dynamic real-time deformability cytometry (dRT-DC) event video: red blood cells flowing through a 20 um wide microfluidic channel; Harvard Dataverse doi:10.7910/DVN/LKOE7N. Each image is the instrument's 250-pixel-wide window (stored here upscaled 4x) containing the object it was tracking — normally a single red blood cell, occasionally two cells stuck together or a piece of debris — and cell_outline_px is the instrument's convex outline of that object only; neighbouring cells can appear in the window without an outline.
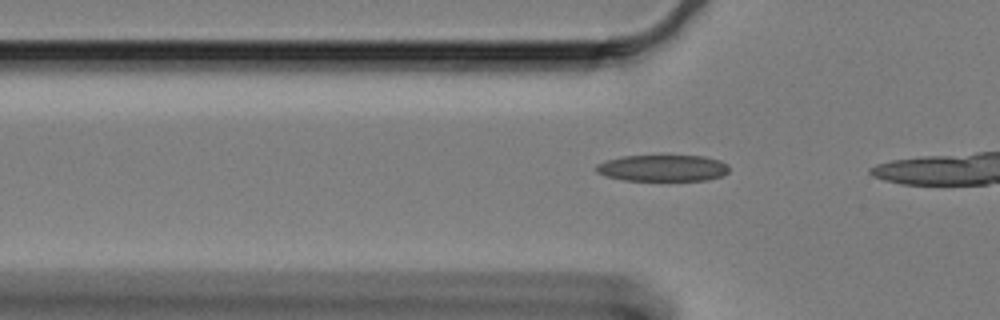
{"species": "Egyptian fruit bat (a non-hibernating species)", "species_latin": "Rousettus aegyptiacus", "temperature_condition": "cold", "stored_images_in_passage": 10, "camera_frame_rate_fps": 3000, "um_per_image_px": 0.085, "animal": {"sex": "female"}, "frame": {"image": 1, "passage_image": 4, "time_ms": 1.0, "image_size_px": [1000, 320], "cell_outline_px": [[728, 172], [720, 176], [708, 180], [624, 180], [604, 176], [596, 172], [596, 164], [608, 160], [624, 156], [660, 152], [704, 156], [720, 160], [728, 164]], "centroid_in_image_um": [56.33, 14.23], "position_along_channel_um": 69.5, "area_um2": 21.56}}
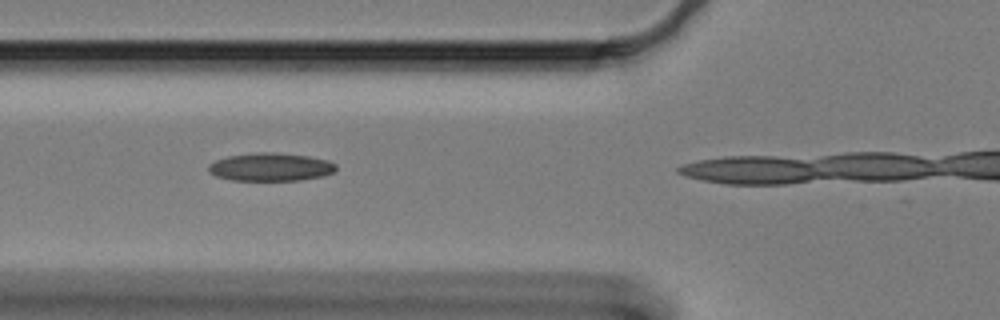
{"frame": {"image": 2, "passage_image": 7, "time_ms": 2.0, "image_size_px": [1000, 320], "cell_outline_px": [[336, 168], [332, 172], [320, 176], [300, 180], [232, 180], [216, 176], [208, 172], [208, 164], [216, 160], [228, 156], [260, 152], [276, 152], [308, 156], [328, 160], [336, 164]], "centroid_in_image_um": [22.97, 14.19], "position_along_channel_um": 102.8, "area_um2": 20.75}}